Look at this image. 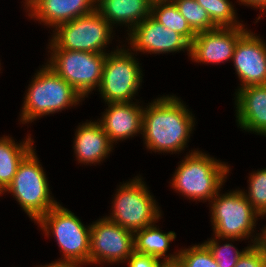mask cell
I'll return each mask as SVG.
<instances>
[{
  "label": "cell",
  "mask_w": 266,
  "mask_h": 267,
  "mask_svg": "<svg viewBox=\"0 0 266 267\" xmlns=\"http://www.w3.org/2000/svg\"><path fill=\"white\" fill-rule=\"evenodd\" d=\"M39 267H80V266H78L76 264H72V263H63V262H54L53 261V262L46 264V265H40Z\"/></svg>",
  "instance_id": "33"
},
{
  "label": "cell",
  "mask_w": 266,
  "mask_h": 267,
  "mask_svg": "<svg viewBox=\"0 0 266 267\" xmlns=\"http://www.w3.org/2000/svg\"><path fill=\"white\" fill-rule=\"evenodd\" d=\"M236 90L234 105L238 127L262 136L266 132V84Z\"/></svg>",
  "instance_id": "17"
},
{
  "label": "cell",
  "mask_w": 266,
  "mask_h": 267,
  "mask_svg": "<svg viewBox=\"0 0 266 267\" xmlns=\"http://www.w3.org/2000/svg\"><path fill=\"white\" fill-rule=\"evenodd\" d=\"M181 98L163 95L143 108L142 138L147 150L181 153L188 146L196 119Z\"/></svg>",
  "instance_id": "1"
},
{
  "label": "cell",
  "mask_w": 266,
  "mask_h": 267,
  "mask_svg": "<svg viewBox=\"0 0 266 267\" xmlns=\"http://www.w3.org/2000/svg\"><path fill=\"white\" fill-rule=\"evenodd\" d=\"M134 252V232L101 217L91 223L89 265L125 263Z\"/></svg>",
  "instance_id": "11"
},
{
  "label": "cell",
  "mask_w": 266,
  "mask_h": 267,
  "mask_svg": "<svg viewBox=\"0 0 266 267\" xmlns=\"http://www.w3.org/2000/svg\"><path fill=\"white\" fill-rule=\"evenodd\" d=\"M178 259L182 267H219L204 243L180 248Z\"/></svg>",
  "instance_id": "27"
},
{
  "label": "cell",
  "mask_w": 266,
  "mask_h": 267,
  "mask_svg": "<svg viewBox=\"0 0 266 267\" xmlns=\"http://www.w3.org/2000/svg\"><path fill=\"white\" fill-rule=\"evenodd\" d=\"M148 188L140 175L120 184L105 217L132 232L160 221L162 211Z\"/></svg>",
  "instance_id": "6"
},
{
  "label": "cell",
  "mask_w": 266,
  "mask_h": 267,
  "mask_svg": "<svg viewBox=\"0 0 266 267\" xmlns=\"http://www.w3.org/2000/svg\"><path fill=\"white\" fill-rule=\"evenodd\" d=\"M125 37L131 51L143 54H168L187 51L190 56V43L179 33L163 26L151 15L136 25Z\"/></svg>",
  "instance_id": "12"
},
{
  "label": "cell",
  "mask_w": 266,
  "mask_h": 267,
  "mask_svg": "<svg viewBox=\"0 0 266 267\" xmlns=\"http://www.w3.org/2000/svg\"><path fill=\"white\" fill-rule=\"evenodd\" d=\"M48 54L46 64L84 99L99 88L107 53L49 49Z\"/></svg>",
  "instance_id": "10"
},
{
  "label": "cell",
  "mask_w": 266,
  "mask_h": 267,
  "mask_svg": "<svg viewBox=\"0 0 266 267\" xmlns=\"http://www.w3.org/2000/svg\"><path fill=\"white\" fill-rule=\"evenodd\" d=\"M31 134L18 143L13 137H0V187L3 191L10 185L19 164L34 149Z\"/></svg>",
  "instance_id": "20"
},
{
  "label": "cell",
  "mask_w": 266,
  "mask_h": 267,
  "mask_svg": "<svg viewBox=\"0 0 266 267\" xmlns=\"http://www.w3.org/2000/svg\"><path fill=\"white\" fill-rule=\"evenodd\" d=\"M36 224L48 238L51 233L57 241L62 258L55 262L89 265L91 225H84L79 217L60 202L44 214Z\"/></svg>",
  "instance_id": "4"
},
{
  "label": "cell",
  "mask_w": 266,
  "mask_h": 267,
  "mask_svg": "<svg viewBox=\"0 0 266 267\" xmlns=\"http://www.w3.org/2000/svg\"><path fill=\"white\" fill-rule=\"evenodd\" d=\"M113 28L96 10L88 15L56 26L48 49H65L91 53H107L114 39ZM113 33V34H112Z\"/></svg>",
  "instance_id": "9"
},
{
  "label": "cell",
  "mask_w": 266,
  "mask_h": 267,
  "mask_svg": "<svg viewBox=\"0 0 266 267\" xmlns=\"http://www.w3.org/2000/svg\"><path fill=\"white\" fill-rule=\"evenodd\" d=\"M248 192L243 190L248 202L261 218H266V168L249 174Z\"/></svg>",
  "instance_id": "26"
},
{
  "label": "cell",
  "mask_w": 266,
  "mask_h": 267,
  "mask_svg": "<svg viewBox=\"0 0 266 267\" xmlns=\"http://www.w3.org/2000/svg\"><path fill=\"white\" fill-rule=\"evenodd\" d=\"M29 82L21 107L20 122L29 124L43 116L70 109L84 101L83 96L46 63Z\"/></svg>",
  "instance_id": "3"
},
{
  "label": "cell",
  "mask_w": 266,
  "mask_h": 267,
  "mask_svg": "<svg viewBox=\"0 0 266 267\" xmlns=\"http://www.w3.org/2000/svg\"><path fill=\"white\" fill-rule=\"evenodd\" d=\"M2 194L4 195V191L0 187V196H2Z\"/></svg>",
  "instance_id": "34"
},
{
  "label": "cell",
  "mask_w": 266,
  "mask_h": 267,
  "mask_svg": "<svg viewBox=\"0 0 266 267\" xmlns=\"http://www.w3.org/2000/svg\"><path fill=\"white\" fill-rule=\"evenodd\" d=\"M239 5H244V6H250L253 7L254 9H259L261 10L262 13L266 12V0H237Z\"/></svg>",
  "instance_id": "31"
},
{
  "label": "cell",
  "mask_w": 266,
  "mask_h": 267,
  "mask_svg": "<svg viewBox=\"0 0 266 267\" xmlns=\"http://www.w3.org/2000/svg\"><path fill=\"white\" fill-rule=\"evenodd\" d=\"M74 135L73 150L80 164H100L114 150V144L96 120H86L76 128Z\"/></svg>",
  "instance_id": "18"
},
{
  "label": "cell",
  "mask_w": 266,
  "mask_h": 267,
  "mask_svg": "<svg viewBox=\"0 0 266 267\" xmlns=\"http://www.w3.org/2000/svg\"><path fill=\"white\" fill-rule=\"evenodd\" d=\"M184 157L170 180L172 189L189 200L210 202L221 191L230 166L198 149Z\"/></svg>",
  "instance_id": "2"
},
{
  "label": "cell",
  "mask_w": 266,
  "mask_h": 267,
  "mask_svg": "<svg viewBox=\"0 0 266 267\" xmlns=\"http://www.w3.org/2000/svg\"><path fill=\"white\" fill-rule=\"evenodd\" d=\"M235 267H266V257L252 245L241 255Z\"/></svg>",
  "instance_id": "28"
},
{
  "label": "cell",
  "mask_w": 266,
  "mask_h": 267,
  "mask_svg": "<svg viewBox=\"0 0 266 267\" xmlns=\"http://www.w3.org/2000/svg\"><path fill=\"white\" fill-rule=\"evenodd\" d=\"M245 26L217 27L213 30L196 33L190 43L192 62L220 64L232 61L239 38L248 30Z\"/></svg>",
  "instance_id": "13"
},
{
  "label": "cell",
  "mask_w": 266,
  "mask_h": 267,
  "mask_svg": "<svg viewBox=\"0 0 266 267\" xmlns=\"http://www.w3.org/2000/svg\"><path fill=\"white\" fill-rule=\"evenodd\" d=\"M202 6L212 23L216 27H238L244 24L240 23L236 15L234 5L230 0H196Z\"/></svg>",
  "instance_id": "23"
},
{
  "label": "cell",
  "mask_w": 266,
  "mask_h": 267,
  "mask_svg": "<svg viewBox=\"0 0 266 267\" xmlns=\"http://www.w3.org/2000/svg\"><path fill=\"white\" fill-rule=\"evenodd\" d=\"M161 261L159 258L134 251L128 257L126 263H128V267H158Z\"/></svg>",
  "instance_id": "29"
},
{
  "label": "cell",
  "mask_w": 266,
  "mask_h": 267,
  "mask_svg": "<svg viewBox=\"0 0 266 267\" xmlns=\"http://www.w3.org/2000/svg\"><path fill=\"white\" fill-rule=\"evenodd\" d=\"M260 232L256 233L257 237L253 245L266 257V225Z\"/></svg>",
  "instance_id": "30"
},
{
  "label": "cell",
  "mask_w": 266,
  "mask_h": 267,
  "mask_svg": "<svg viewBox=\"0 0 266 267\" xmlns=\"http://www.w3.org/2000/svg\"><path fill=\"white\" fill-rule=\"evenodd\" d=\"M23 3L28 16L48 28H55L96 10V0H24Z\"/></svg>",
  "instance_id": "15"
},
{
  "label": "cell",
  "mask_w": 266,
  "mask_h": 267,
  "mask_svg": "<svg viewBox=\"0 0 266 267\" xmlns=\"http://www.w3.org/2000/svg\"><path fill=\"white\" fill-rule=\"evenodd\" d=\"M116 46L107 51L99 88L100 97L106 103L132 102L142 85L143 72L140 63L128 47ZM137 59V60H136ZM134 97V98H133Z\"/></svg>",
  "instance_id": "8"
},
{
  "label": "cell",
  "mask_w": 266,
  "mask_h": 267,
  "mask_svg": "<svg viewBox=\"0 0 266 267\" xmlns=\"http://www.w3.org/2000/svg\"><path fill=\"white\" fill-rule=\"evenodd\" d=\"M35 150L22 160L12 182L4 191L13 195L34 223L59 203L52 196L46 172Z\"/></svg>",
  "instance_id": "5"
},
{
  "label": "cell",
  "mask_w": 266,
  "mask_h": 267,
  "mask_svg": "<svg viewBox=\"0 0 266 267\" xmlns=\"http://www.w3.org/2000/svg\"><path fill=\"white\" fill-rule=\"evenodd\" d=\"M158 267H182L181 262L178 258L172 260H162Z\"/></svg>",
  "instance_id": "32"
},
{
  "label": "cell",
  "mask_w": 266,
  "mask_h": 267,
  "mask_svg": "<svg viewBox=\"0 0 266 267\" xmlns=\"http://www.w3.org/2000/svg\"><path fill=\"white\" fill-rule=\"evenodd\" d=\"M136 102L106 103L102 116L97 120L115 145L118 141L142 134L143 104ZM115 142V143H114Z\"/></svg>",
  "instance_id": "16"
},
{
  "label": "cell",
  "mask_w": 266,
  "mask_h": 267,
  "mask_svg": "<svg viewBox=\"0 0 266 267\" xmlns=\"http://www.w3.org/2000/svg\"><path fill=\"white\" fill-rule=\"evenodd\" d=\"M207 240L208 241L203 243L209 248L219 267H235L241 255L250 247V245H248L246 248L244 247L242 251H239L231 242L229 243V241H240V239L236 238H221L213 235V238L211 237ZM221 240H227L228 243L221 244Z\"/></svg>",
  "instance_id": "24"
},
{
  "label": "cell",
  "mask_w": 266,
  "mask_h": 267,
  "mask_svg": "<svg viewBox=\"0 0 266 267\" xmlns=\"http://www.w3.org/2000/svg\"><path fill=\"white\" fill-rule=\"evenodd\" d=\"M156 223L134 232V251L161 260L178 258L179 250L167 255L170 243L176 239V233L174 231L164 233Z\"/></svg>",
  "instance_id": "21"
},
{
  "label": "cell",
  "mask_w": 266,
  "mask_h": 267,
  "mask_svg": "<svg viewBox=\"0 0 266 267\" xmlns=\"http://www.w3.org/2000/svg\"><path fill=\"white\" fill-rule=\"evenodd\" d=\"M152 0H96V11L113 27L119 24L129 33L151 15ZM128 26V27H127Z\"/></svg>",
  "instance_id": "19"
},
{
  "label": "cell",
  "mask_w": 266,
  "mask_h": 267,
  "mask_svg": "<svg viewBox=\"0 0 266 267\" xmlns=\"http://www.w3.org/2000/svg\"><path fill=\"white\" fill-rule=\"evenodd\" d=\"M208 204L211 207L210 220L213 235L221 238H236L241 241L250 238L249 245L254 244L257 237L254 229H256V222L260 219V215L248 202L242 189L230 190L224 194L219 191Z\"/></svg>",
  "instance_id": "7"
},
{
  "label": "cell",
  "mask_w": 266,
  "mask_h": 267,
  "mask_svg": "<svg viewBox=\"0 0 266 267\" xmlns=\"http://www.w3.org/2000/svg\"><path fill=\"white\" fill-rule=\"evenodd\" d=\"M188 25L195 32L209 31L217 28L206 10L196 0H172Z\"/></svg>",
  "instance_id": "25"
},
{
  "label": "cell",
  "mask_w": 266,
  "mask_h": 267,
  "mask_svg": "<svg viewBox=\"0 0 266 267\" xmlns=\"http://www.w3.org/2000/svg\"><path fill=\"white\" fill-rule=\"evenodd\" d=\"M232 62L241 89L266 84V42L248 29L238 40Z\"/></svg>",
  "instance_id": "14"
},
{
  "label": "cell",
  "mask_w": 266,
  "mask_h": 267,
  "mask_svg": "<svg viewBox=\"0 0 266 267\" xmlns=\"http://www.w3.org/2000/svg\"><path fill=\"white\" fill-rule=\"evenodd\" d=\"M151 16L163 26L182 35L189 43L196 36L172 0H154Z\"/></svg>",
  "instance_id": "22"
}]
</instances>
